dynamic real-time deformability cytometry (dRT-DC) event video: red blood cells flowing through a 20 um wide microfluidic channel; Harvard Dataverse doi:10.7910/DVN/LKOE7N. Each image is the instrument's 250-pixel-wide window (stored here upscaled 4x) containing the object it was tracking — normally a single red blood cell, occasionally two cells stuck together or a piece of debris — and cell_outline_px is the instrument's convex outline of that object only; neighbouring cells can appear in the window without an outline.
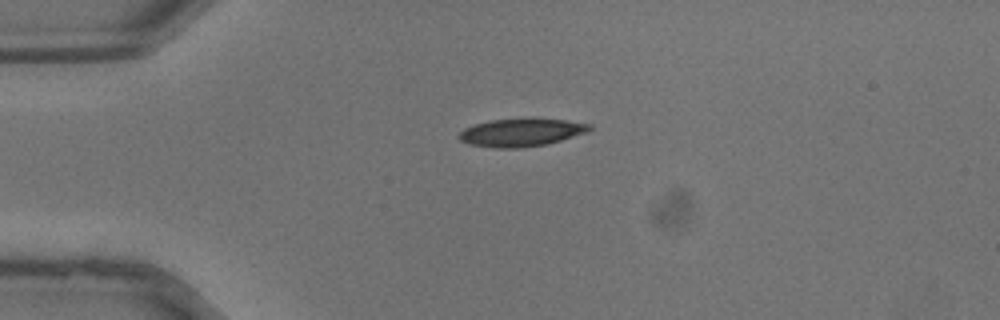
{"species": "common noctule bat (a hibernating species)", "species_latin": "Nyctalus noctula", "temperature_condition": "warm", "stored_images_in_passage": 29, "camera_frame_rate_fps": 3000, "um_per_image_px": 0.085, "animal": {"sex": "male", "body_mass_g": 13.3}, "frame": {"image": 1, "passage_image": 1, "time_ms": 0.0, "image_size_px": [1000, 320], "cell_outline_px": [[592, 128], [584, 132], [560, 140], [544, 144], [520, 148], [496, 148], [472, 144], [460, 140], [460, 132], [464, 128], [472, 124], [488, 120], [532, 116], [564, 120], [592, 124]], "centroid_in_image_um": [44.28, 11.21], "position_along_channel_um": 40.7, "area_um2": 21.5}}
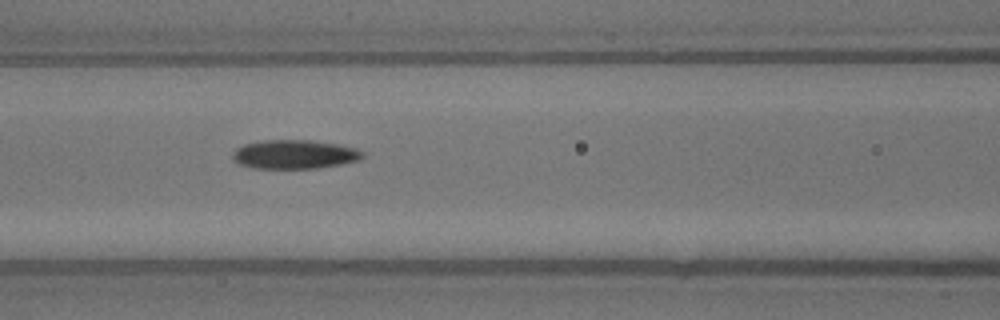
{"frame": {"image": 2, "passage_image": 8, "time_ms": 2.333, "image_size_px": [1000, 320], "cell_outline_px": [[364, 156], [360, 160], [340, 164], [316, 168], [252, 168], [240, 164], [232, 160], [232, 152], [236, 148], [244, 144], [260, 140], [312, 140], [340, 144], [356, 148], [364, 152]], "centroid_in_image_um": [25.02, 13.11], "position_along_channel_um": 141.6, "area_um2": 22.14}}
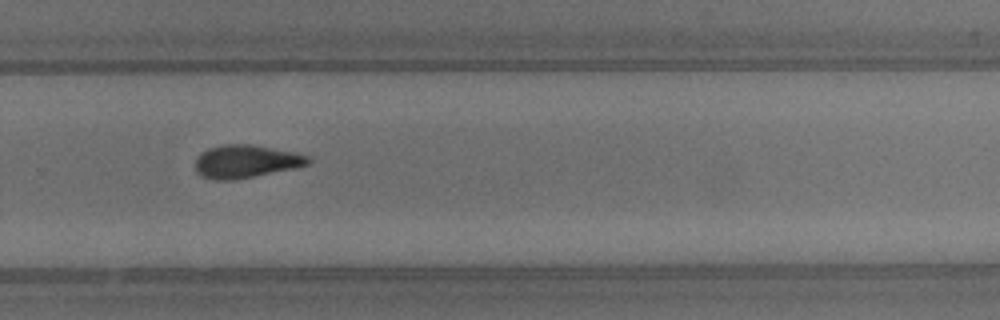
{"frame": {"image": 3, "passage_image": 17, "time_ms": 5.333, "image_size_px": [1000, 320], "cell_outline_px": [[312, 160], [308, 164], [296, 168], [252, 176], [228, 180], [216, 180], [200, 176], [196, 172], [196, 160], [200, 152], [208, 148], [220, 144], [248, 144], [296, 152], [308, 156]], "centroid_in_image_um": [20.88, 13.71], "position_along_channel_um": 308.9, "area_um2": 21.62}}